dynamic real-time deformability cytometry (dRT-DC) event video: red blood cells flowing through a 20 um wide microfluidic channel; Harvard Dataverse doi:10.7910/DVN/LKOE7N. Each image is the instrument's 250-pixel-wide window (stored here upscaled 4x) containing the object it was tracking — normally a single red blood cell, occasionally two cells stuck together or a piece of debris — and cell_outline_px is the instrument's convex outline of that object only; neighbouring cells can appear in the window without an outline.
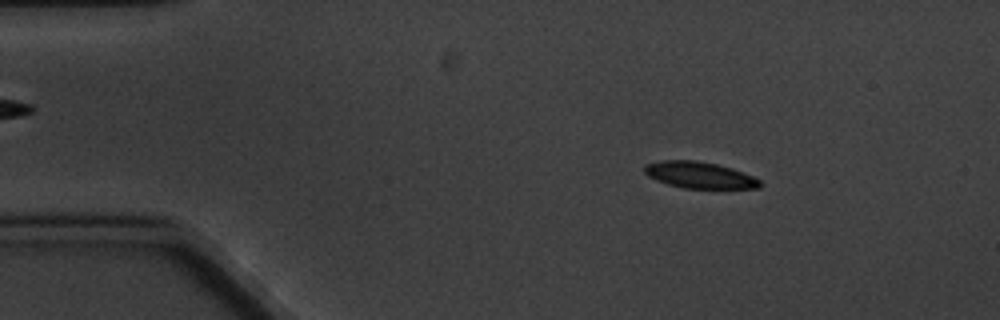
{"species": "common noctule bat (a hibernating species)", "species_latin": "Nyctalus noctula", "temperature_condition": "cold", "stored_images_in_passage": 7, "camera_frame_rate_fps": 3000, "um_per_image_px": 0.085, "animal": {"sex": "male", "body_mass_g": 20.1, "forearm_length_mm": 53.5}, "frame": {"image": 1, "passage_image": 2, "time_ms": 1.333, "image_size_px": [1000, 320], "cell_outline_px": [[764, 184], [760, 188], [684, 188], [668, 184], [656, 180], [648, 176], [644, 172], [644, 164], [660, 160], [696, 160], [716, 164], [752, 176], [760, 180]], "centroid_in_image_um": [59.42, 14.88], "position_along_channel_um": 25.6, "area_um2": 17.69}}
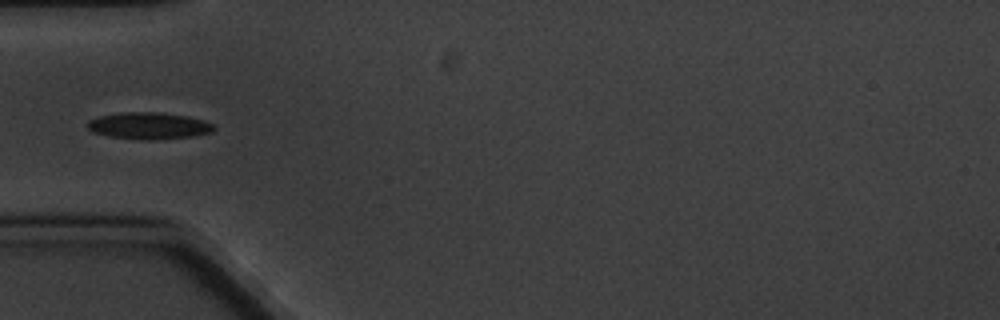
{"frame": {"image": 2, "passage_image": 5, "time_ms": 4.667, "image_size_px": [1000, 320], "cell_outline_px": [[216, 128], [212, 132], [192, 136], [152, 140], [148, 140], [112, 136], [92, 132], [88, 128], [88, 120], [100, 116], [120, 112], [160, 112], [188, 116], [204, 120], [212, 124]], "centroid_in_image_um": [12.67, 10.68], "position_along_channel_um": 72.3, "area_um2": 19.59}}